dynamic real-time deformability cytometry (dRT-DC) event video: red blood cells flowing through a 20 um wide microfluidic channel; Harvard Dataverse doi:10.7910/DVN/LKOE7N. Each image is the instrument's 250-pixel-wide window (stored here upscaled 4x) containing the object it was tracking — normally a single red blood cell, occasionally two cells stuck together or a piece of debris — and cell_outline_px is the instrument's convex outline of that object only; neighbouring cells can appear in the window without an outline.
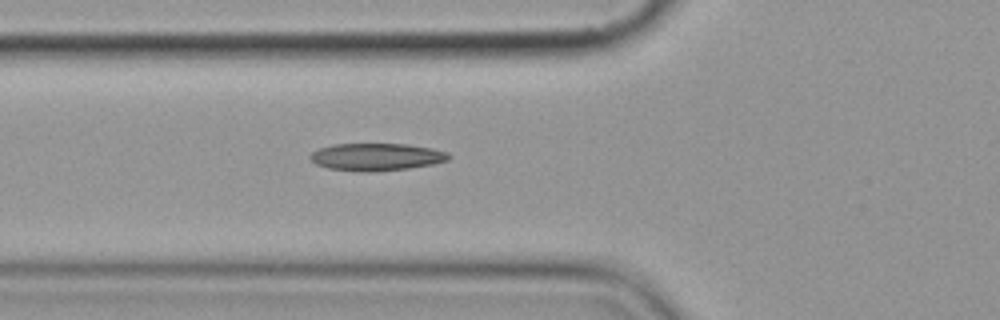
{"species": "common noctule bat (a hibernating species)", "species_latin": "Nyctalus noctula", "temperature_condition": "cold", "stored_images_in_passage": 3, "camera_frame_rate_fps": 3000, "um_per_image_px": 0.085, "animal": {"sex": "female", "body_mass_g": 19.9}, "frame": {"image": 1, "passage_image": 3, "time_ms": 2.333, "image_size_px": [1000, 320], "cell_outline_px": [[452, 156], [448, 160], [432, 164], [408, 168], [368, 172], [364, 172], [328, 168], [316, 164], [308, 156], [312, 152], [320, 148], [332, 144], [408, 144], [432, 148], [448, 152]], "centroid_in_image_um": [32.01, 13.33], "position_along_channel_um": 93.8, "area_um2": 22.08}}